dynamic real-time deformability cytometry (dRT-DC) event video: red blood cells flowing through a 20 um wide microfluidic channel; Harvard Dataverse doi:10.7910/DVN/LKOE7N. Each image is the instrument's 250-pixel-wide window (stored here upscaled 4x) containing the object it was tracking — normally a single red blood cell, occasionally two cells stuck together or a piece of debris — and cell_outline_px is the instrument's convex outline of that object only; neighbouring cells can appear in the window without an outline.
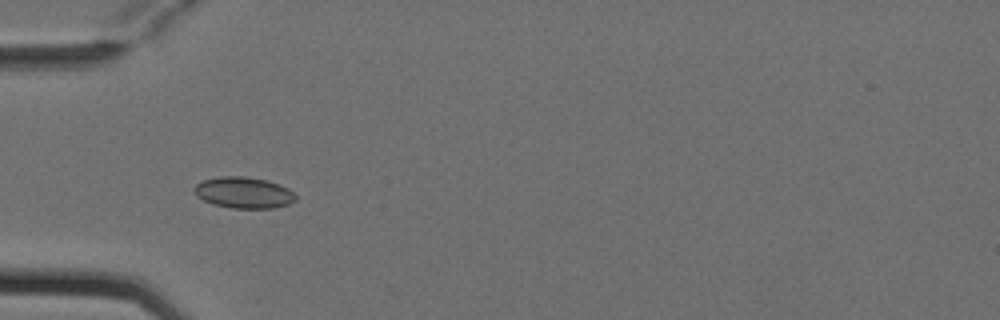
{"species": "Egyptian fruit bat (a non-hibernating species)", "species_latin": "Rousettus aegyptiacus", "temperature_condition": "cold", "stored_images_in_passage": 7, "camera_frame_rate_fps": 3000, "um_per_image_px": 0.085, "animal": {"sex": "female"}, "frame": {"image": 1, "passage_image": 5, "time_ms": 1.333, "image_size_px": [1000, 320], "cell_outline_px": [[296, 200], [288, 204], [272, 208], [232, 208], [212, 204], [196, 196], [192, 192], [192, 188], [196, 184], [204, 180], [220, 176], [244, 176], [268, 180], [280, 184], [288, 188], [296, 196]], "centroid_in_image_um": [20.69, 16.37], "position_along_channel_um": 64.3, "area_um2": 18.61}}
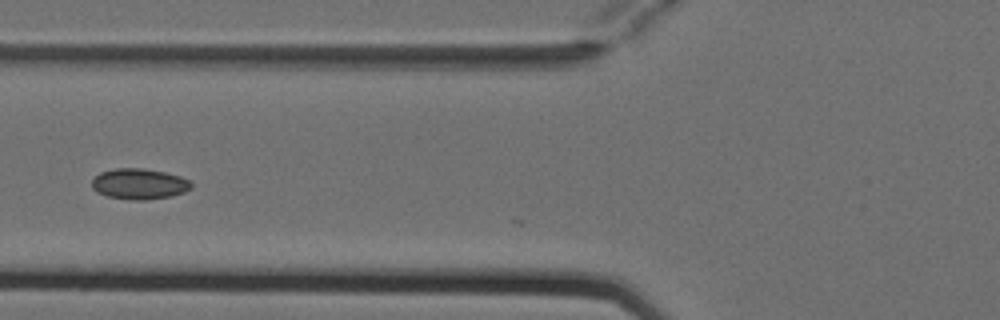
{"frame": {"image": 2, "passage_image": 6, "time_ms": 1.667, "image_size_px": [1000, 320], "cell_outline_px": [[192, 188], [184, 192], [172, 196], [144, 200], [132, 200], [108, 196], [96, 192], [92, 188], [92, 180], [100, 172], [116, 168], [144, 168], [164, 172], [180, 176], [192, 180]], "centroid_in_image_um": [11.86, 15.63], "position_along_channel_um": 113.9, "area_um2": 17.92}}
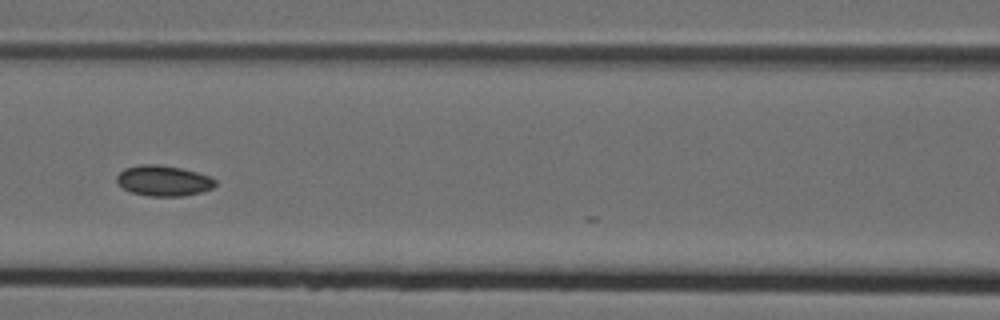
{"frame": {"image": 3, "passage_image": 7, "time_ms": 2.0, "image_size_px": [1000, 320], "cell_outline_px": [[216, 184], [212, 188], [200, 192], [184, 196], [148, 196], [128, 192], [116, 180], [116, 176], [124, 168], [140, 164], [156, 164], [180, 168], [196, 172], [208, 176], [216, 180]], "centroid_in_image_um": [13.87, 15.36], "position_along_channel_um": 152.7, "area_um2": 17.51}}